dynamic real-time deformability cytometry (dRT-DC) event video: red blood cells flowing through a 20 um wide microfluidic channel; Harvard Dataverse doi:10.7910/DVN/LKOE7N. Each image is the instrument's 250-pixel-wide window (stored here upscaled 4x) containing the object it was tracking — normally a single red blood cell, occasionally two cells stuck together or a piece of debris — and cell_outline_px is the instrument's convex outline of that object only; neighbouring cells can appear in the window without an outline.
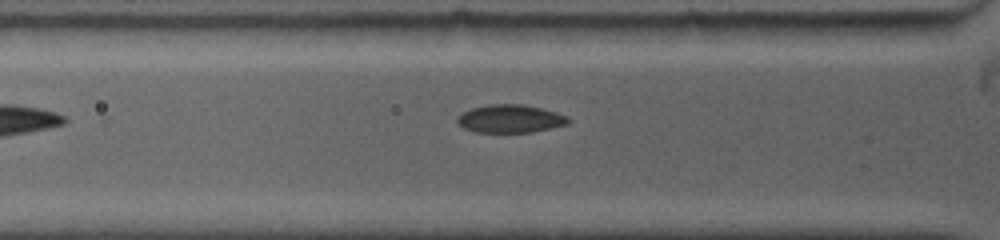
{"species": "common noctule bat (a hibernating species)", "species_latin": "Nyctalus noctula", "temperature_condition": "warm", "stored_images_in_passage": 4, "camera_frame_rate_fps": 5000, "um_per_image_px": 0.085, "animal": {"sex": "female", "body_mass_g": 19.0, "forearm_length_mm": 53.3}, "frame": {"image": 1, "passage_image": 4, "time_ms": 2.4, "image_size_px": [1000, 240], "cell_outline_px": [[572, 120], [568, 124], [552, 128], [532, 132], [476, 132], [464, 128], [456, 120], [456, 116], [472, 108], [488, 104], [524, 104], [556, 112], [568, 116]], "centroid_in_image_um": [43.4, 10.09], "position_along_channel_um": 82.4, "area_um2": 18.21}}